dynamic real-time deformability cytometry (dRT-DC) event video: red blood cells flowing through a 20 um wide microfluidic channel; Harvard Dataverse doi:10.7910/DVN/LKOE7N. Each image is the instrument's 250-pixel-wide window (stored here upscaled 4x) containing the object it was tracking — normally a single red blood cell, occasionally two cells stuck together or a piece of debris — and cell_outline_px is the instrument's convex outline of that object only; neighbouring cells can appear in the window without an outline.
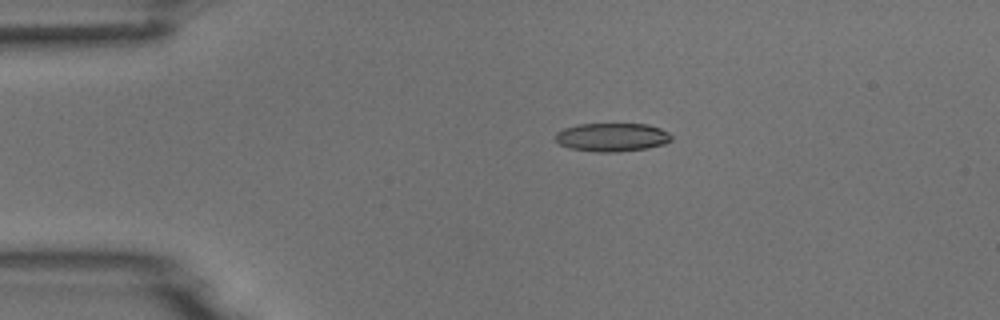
{"species": "common noctule bat (a hibernating species)", "species_latin": "Nyctalus noctula", "temperature_condition": "room temperature", "stored_images_in_passage": 7, "camera_frame_rate_fps": 3000, "um_per_image_px": 0.085, "animal": {"sex": "male", "body_mass_g": 18.8}, "frame": {"image": 1, "passage_image": 3, "time_ms": 3.333, "image_size_px": [1000, 320], "cell_outline_px": [[672, 140], [664, 144], [648, 148], [620, 152], [596, 152], [568, 148], [560, 144], [556, 140], [556, 132], [564, 128], [580, 124], [648, 124], [660, 128], [668, 132], [672, 136]], "centroid_in_image_um": [52.04, 11.67], "position_along_channel_um": 33.0, "area_um2": 19.36}}
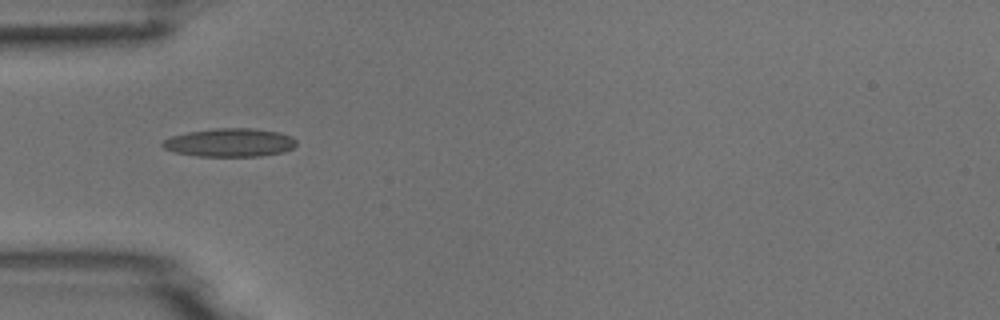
{"frame": {"image": 2, "passage_image": 5, "time_ms": 5.333, "image_size_px": [1000, 320], "cell_outline_px": [[296, 144], [292, 148], [284, 152], [260, 156], [196, 156], [176, 152], [164, 148], [160, 144], [164, 140], [172, 136], [188, 132], [216, 128], [252, 128], [280, 132], [292, 136], [296, 140]], "centroid_in_image_um": [19.56, 12.11], "position_along_channel_um": 65.4, "area_um2": 22.14}}